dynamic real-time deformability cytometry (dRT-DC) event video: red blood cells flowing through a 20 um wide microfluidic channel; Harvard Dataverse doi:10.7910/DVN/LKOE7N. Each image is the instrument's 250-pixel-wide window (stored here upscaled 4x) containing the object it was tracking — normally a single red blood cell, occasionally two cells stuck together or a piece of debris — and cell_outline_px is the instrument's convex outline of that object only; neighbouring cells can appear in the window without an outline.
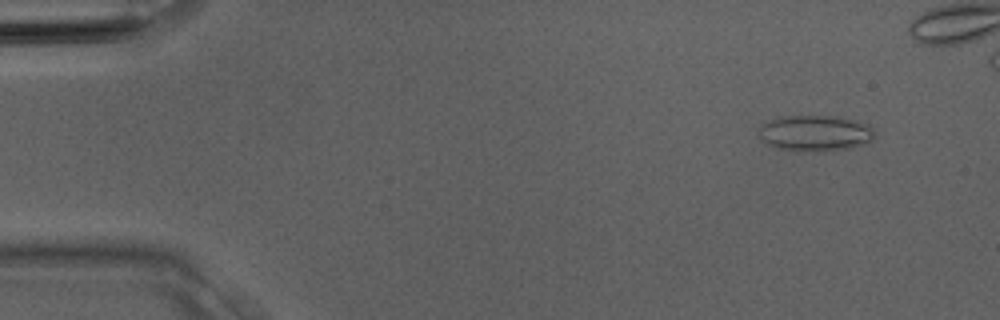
{"species": "Egyptian fruit bat (a non-hibernating species)", "species_latin": "Rousettus aegyptiacus", "temperature_condition": "room temperature", "stored_images_in_passage": 3, "camera_frame_rate_fps": 3000, "um_per_image_px": 0.085, "animal": {"sex": "male"}, "frame": {"image": 1, "passage_image": 1, "time_ms": 0.0, "image_size_px": [1000, 320], "cell_outline_px": [[876, 136], [868, 144], [848, 148], [800, 152], [776, 148], [768, 144], [756, 136], [756, 132], [764, 124], [772, 120], [784, 116], [836, 116], [868, 124], [876, 132]], "centroid_in_image_um": [69.29, 11.33], "position_along_channel_um": 15.7, "area_um2": 24.39}}